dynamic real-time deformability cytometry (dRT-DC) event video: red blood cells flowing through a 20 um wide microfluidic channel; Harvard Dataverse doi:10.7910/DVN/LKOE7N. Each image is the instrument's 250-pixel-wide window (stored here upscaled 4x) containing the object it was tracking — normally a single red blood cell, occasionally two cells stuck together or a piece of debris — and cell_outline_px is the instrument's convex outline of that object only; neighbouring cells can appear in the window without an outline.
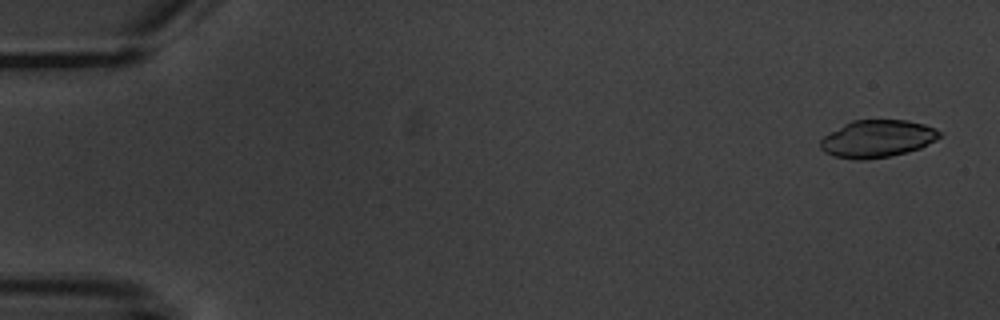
{"species": "common noctule bat (a hibernating species)", "species_latin": "Nyctalus noctula", "temperature_condition": "warm", "stored_images_in_passage": 5, "camera_frame_rate_fps": 3000, "um_per_image_px": 0.085, "animal": {"sex": "male", "body_mass_g": 20.1, "forearm_length_mm": 53.5}, "frame": {"image": 1, "passage_image": 1, "time_ms": 0.0, "image_size_px": [1000, 320], "cell_outline_px": [[940, 136], [936, 140], [920, 148], [908, 152], [892, 156], [864, 160], [856, 160], [832, 156], [824, 152], [820, 148], [820, 140], [824, 136], [844, 124], [852, 120], [908, 120], [924, 124], [940, 132]], "centroid_in_image_um": [74.54, 11.81], "position_along_channel_um": 10.5, "area_um2": 26.01}}
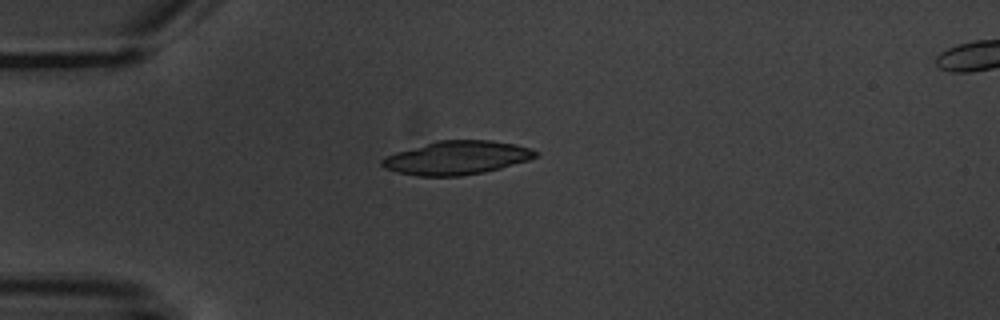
{"frame": {"image": 2, "passage_image": 4, "time_ms": 4.333, "image_size_px": [1000, 320], "cell_outline_px": [[540, 152], [536, 156], [528, 160], [500, 168], [484, 172], [460, 176], [416, 176], [396, 172], [384, 168], [380, 164], [380, 160], [384, 156], [396, 152], [436, 140], [488, 140], [516, 144], [532, 148]], "centroid_in_image_um": [38.8, 13.41], "position_along_channel_um": 46.2, "area_um2": 30.23}}